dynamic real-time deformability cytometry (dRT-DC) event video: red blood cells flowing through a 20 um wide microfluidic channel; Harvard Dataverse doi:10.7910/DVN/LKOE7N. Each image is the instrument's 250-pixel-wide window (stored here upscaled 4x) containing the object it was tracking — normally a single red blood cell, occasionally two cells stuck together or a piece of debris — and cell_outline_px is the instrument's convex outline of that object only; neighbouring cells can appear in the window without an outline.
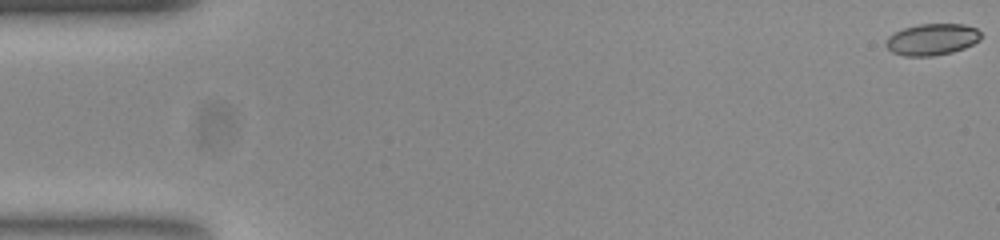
{"species": "common noctule bat (a hibernating species)", "species_latin": "Nyctalus noctula", "temperature_condition": "room temperature", "stored_images_in_passage": 50, "camera_frame_rate_fps": 3000, "um_per_image_px": 0.085, "animal": {"sex": "female", "body_mass_g": 23.0, "forearm_length_mm": 53.4}, "frame": {"image": 1, "passage_image": 1, "time_ms": 0.0, "image_size_px": [1000, 240], "cell_outline_px": [[980, 40], [964, 48], [952, 52], [932, 56], [904, 56], [892, 52], [884, 44], [888, 36], [904, 28], [920, 24], [964, 24], [976, 28], [980, 32]], "centroid_in_image_um": [79.21, 3.35], "position_along_channel_um": 5.8, "area_um2": 17.4}}
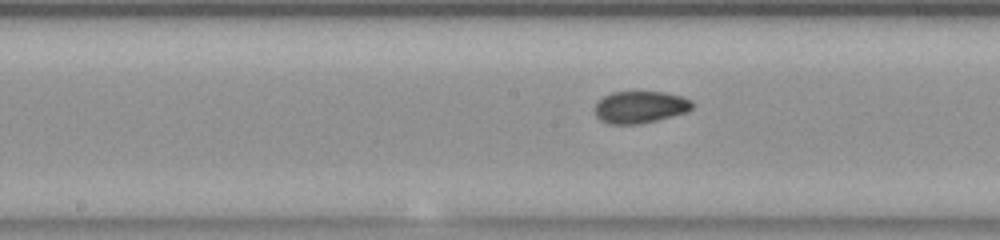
{"frame": {"image": 2, "passage_image": 27, "time_ms": 8.667, "image_size_px": [1000, 240], "cell_outline_px": [[692, 108], [688, 112], [656, 120], [636, 124], [612, 124], [600, 120], [596, 116], [596, 100], [612, 92], [664, 92], [680, 96], [692, 100]], "centroid_in_image_um": [54.4, 9.1], "position_along_channel_um": 193.8, "area_um2": 18.09}}
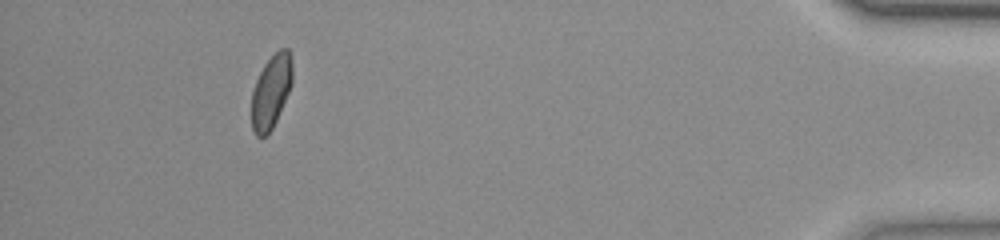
{"frame": {"image": 3, "passage_image": 49, "time_ms": 16.0, "image_size_px": [1000, 240], "cell_outline_px": [[292, 84], [276, 120], [272, 128], [264, 136], [256, 136], [252, 128], [252, 92], [256, 80], [264, 64], [280, 48], [288, 48], [292, 56]], "centroid_in_image_um": [23.05, 7.74], "position_along_channel_um": 412.1, "area_um2": 17.28}}